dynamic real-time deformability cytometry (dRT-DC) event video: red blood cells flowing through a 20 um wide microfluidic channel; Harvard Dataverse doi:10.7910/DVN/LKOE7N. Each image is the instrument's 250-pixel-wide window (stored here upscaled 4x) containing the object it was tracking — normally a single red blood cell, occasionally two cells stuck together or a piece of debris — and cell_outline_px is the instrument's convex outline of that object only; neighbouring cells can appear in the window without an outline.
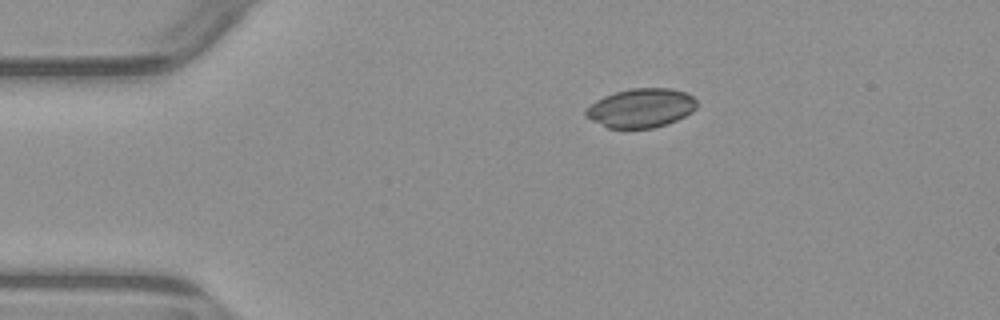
{"species": "common noctule bat (a hibernating species)", "species_latin": "Nyctalus noctula", "temperature_condition": "warm", "stored_images_in_passage": 3, "camera_frame_rate_fps": 3000, "um_per_image_px": 0.085, "animal": {"sex": "male", "body_mass_g": 23.1, "forearm_length_mm": 52.7}, "frame": {"image": 1, "passage_image": 1, "time_ms": 0.0, "image_size_px": [1000, 320], "cell_outline_px": [[696, 108], [692, 112], [668, 124], [652, 128], [608, 128], [584, 116], [584, 112], [596, 100], [604, 96], [616, 92], [632, 88], [672, 88], [688, 92], [696, 100]], "centroid_in_image_um": [54.51, 9.17], "position_along_channel_um": 30.5, "area_um2": 25.26}}
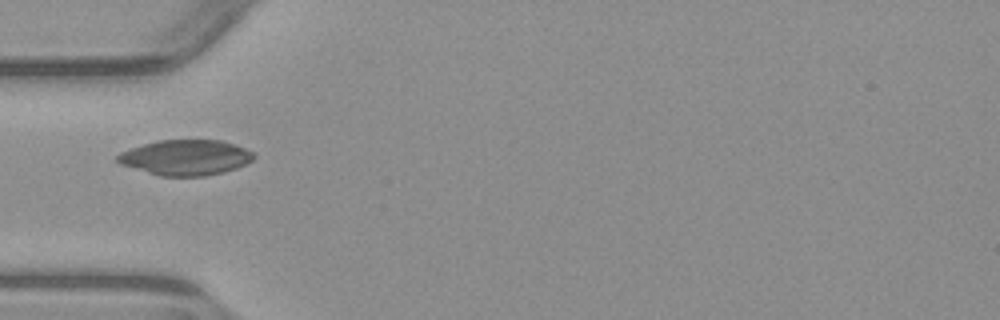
{"frame": {"image": 2, "passage_image": 3, "time_ms": 2.333, "image_size_px": [1000, 320], "cell_outline_px": [[256, 156], [252, 160], [236, 168], [224, 172], [204, 176], [160, 176], [120, 164], [116, 160], [116, 156], [120, 152], [144, 144], [160, 140], [220, 140], [256, 152]], "centroid_in_image_um": [15.79, 13.39], "position_along_channel_um": 69.2, "area_um2": 27.98}}